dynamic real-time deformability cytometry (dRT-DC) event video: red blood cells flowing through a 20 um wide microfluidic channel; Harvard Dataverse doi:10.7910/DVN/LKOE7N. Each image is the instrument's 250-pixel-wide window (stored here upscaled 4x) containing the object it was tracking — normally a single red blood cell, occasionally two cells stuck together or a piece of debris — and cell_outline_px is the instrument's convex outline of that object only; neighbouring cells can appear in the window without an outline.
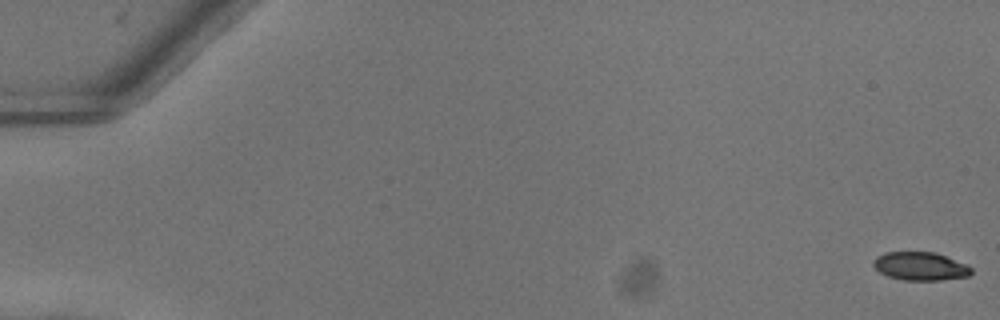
{"species": "common noctule bat (a hibernating species)", "species_latin": "Nyctalus noctula", "temperature_condition": "warm", "stored_images_in_passage": 53, "camera_frame_rate_fps": 3000, "um_per_image_px": 0.085, "animal": {"sex": "female"}, "frame": {"image": 1, "passage_image": 1, "time_ms": 0.0, "image_size_px": [1000, 320], "cell_outline_px": [[972, 272], [968, 276], [940, 280], [904, 280], [888, 276], [880, 272], [872, 264], [872, 260], [876, 256], [884, 252], [936, 252], [968, 264], [972, 268]], "centroid_in_image_um": [78.23, 22.61], "position_along_channel_um": 6.8, "area_um2": 16.3}}
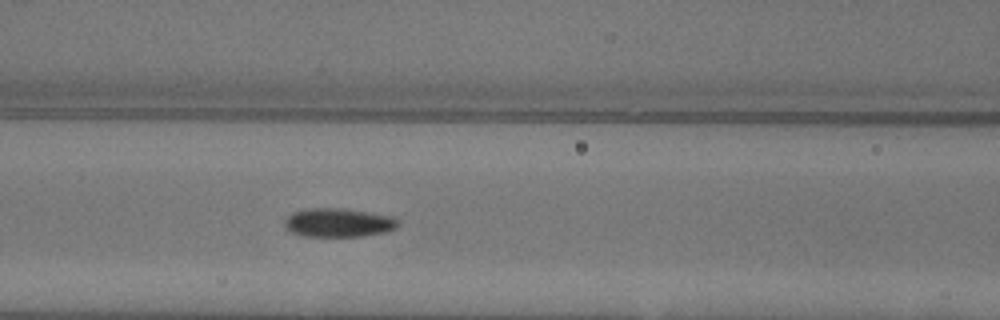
{"frame": {"image": 2, "passage_image": 24, "time_ms": 7.667, "image_size_px": [1000, 320], "cell_outline_px": [[400, 224], [396, 228], [388, 232], [364, 236], [304, 236], [292, 232], [284, 224], [284, 220], [292, 212], [308, 208], [340, 208], [368, 212], [392, 216], [400, 220]], "centroid_in_image_um": [28.82, 18.92], "position_along_channel_um": 137.8, "area_um2": 19.13}}
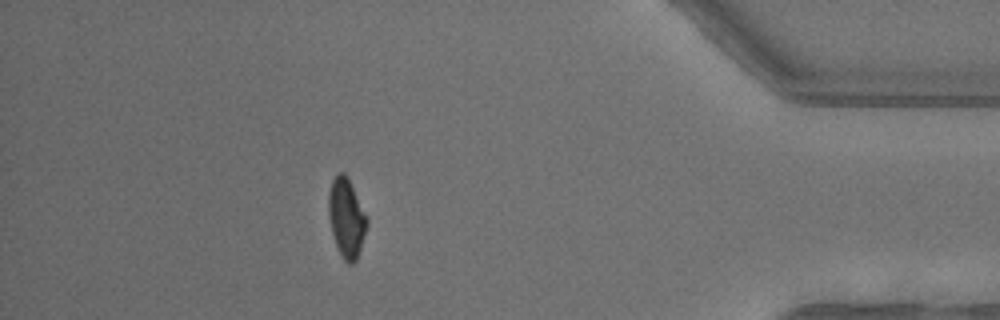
{"frame": {"image": 3, "passage_image": 47, "time_ms": 15.333, "image_size_px": [1000, 320], "cell_outline_px": [[368, 224], [356, 260], [352, 264], [348, 264], [344, 260], [336, 244], [332, 232], [328, 216], [328, 192], [332, 180], [336, 172], [344, 172], [368, 220]], "centroid_in_image_um": [29.42, 18.51], "position_along_channel_um": 405.8, "area_um2": 17.28}, "authors_computed_cell_mechanics": {"area_um2": 17.8602, "velocity_mm_per_s": 4.0567, "shape_relaxation_time_tau1_ms": 5.6343, "shape_relaxation_time_tau2_ms": 6.3988, "deformation_change_tau1": 0.1818, "deformation_change_tau2": 0.1083}}